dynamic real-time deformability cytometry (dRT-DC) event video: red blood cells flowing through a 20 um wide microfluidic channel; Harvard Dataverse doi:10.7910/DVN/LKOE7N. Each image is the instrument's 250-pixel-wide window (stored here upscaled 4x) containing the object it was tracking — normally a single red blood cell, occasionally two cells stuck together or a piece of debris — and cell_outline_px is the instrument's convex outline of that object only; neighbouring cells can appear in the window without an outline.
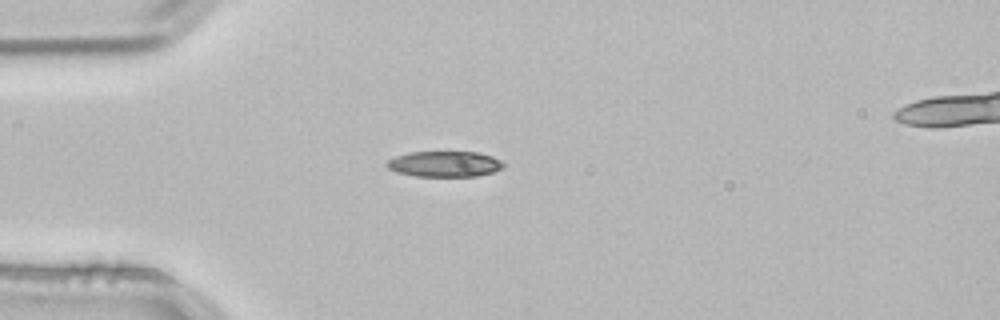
{"species": "common noctule bat (a hibernating species)", "species_latin": "Nyctalus noctula", "temperature_condition": "room temperature", "stored_images_in_passage": 1, "camera_frame_rate_fps": 3000, "um_per_image_px": 0.085, "animal": {"sex": "male", "body_mass_g": 21.5, "forearm_length_mm": 52.0}, "frame": {"image": 1, "passage_image": 1, "time_ms": 0.0, "image_size_px": [1000, 320], "cell_outline_px": [[504, 168], [492, 172], [476, 176], [416, 176], [396, 172], [388, 168], [384, 164], [388, 160], [396, 156], [408, 152], [480, 152], [492, 156], [500, 160], [504, 164]], "centroid_in_image_um": [37.78, 13.93], "position_along_channel_um": 47.2, "area_um2": 17.51}}